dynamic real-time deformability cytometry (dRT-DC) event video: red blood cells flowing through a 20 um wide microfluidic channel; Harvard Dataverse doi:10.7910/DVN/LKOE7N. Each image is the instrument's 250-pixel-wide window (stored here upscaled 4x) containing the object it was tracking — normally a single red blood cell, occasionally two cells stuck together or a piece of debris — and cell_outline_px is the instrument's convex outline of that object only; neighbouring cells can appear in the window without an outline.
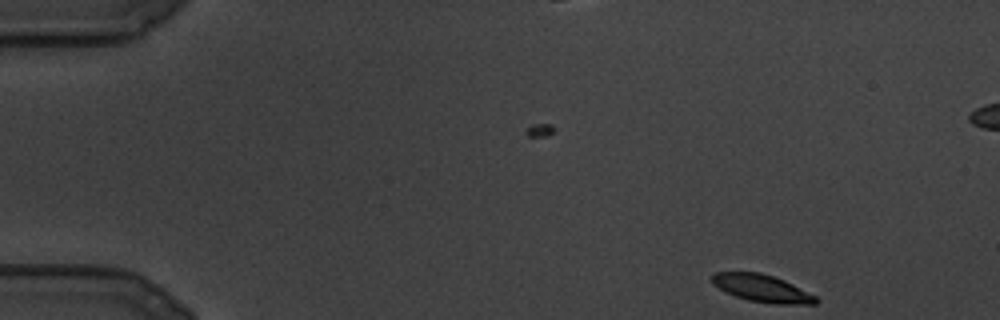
{"species": "common noctule bat (a hibernating species)", "species_latin": "Nyctalus noctula", "temperature_condition": "cold", "stored_images_in_passage": 2, "camera_frame_rate_fps": 3000, "um_per_image_px": 0.085, "animal": {"sex": "male", "body_mass_g": 19.5, "forearm_length_mm": 54.6}, "frame": {"image": 1, "passage_image": 2, "time_ms": 0.333, "image_size_px": [1000, 320], "cell_outline_px": [[820, 300], [816, 304], [776, 304], [748, 300], [736, 296], [712, 284], [712, 276], [716, 272], [760, 272], [784, 280], [816, 296]], "centroid_in_image_um": [64.8, 24.51], "position_along_channel_um": 20.2, "area_um2": 16.36}}